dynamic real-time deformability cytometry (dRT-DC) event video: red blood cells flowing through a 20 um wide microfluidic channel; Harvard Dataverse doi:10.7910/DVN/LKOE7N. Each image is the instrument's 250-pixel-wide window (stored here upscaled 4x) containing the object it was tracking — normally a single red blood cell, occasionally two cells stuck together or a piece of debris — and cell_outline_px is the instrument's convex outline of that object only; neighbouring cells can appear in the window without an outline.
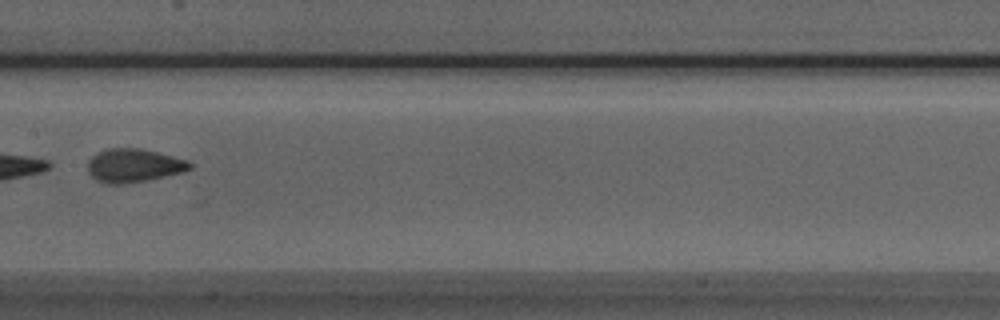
{"species": "Egyptian fruit bat (a non-hibernating species)", "species_latin": "Rousettus aegyptiacus", "temperature_condition": "room temperature", "stored_images_in_passage": 8, "camera_frame_rate_fps": 3000, "um_per_image_px": 0.085, "animal": {"sex": "male"}, "frame": {"image": 1, "passage_image": 7, "time_ms": 2.0, "image_size_px": [1000, 320], "cell_outline_px": [[192, 168], [184, 172], [124, 184], [108, 184], [96, 180], [88, 172], [88, 160], [92, 156], [108, 148], [140, 148], [172, 156], [184, 160], [192, 164]], "centroid_in_image_um": [11.34, 14.07], "position_along_channel_um": 196.1, "area_um2": 19.65}}
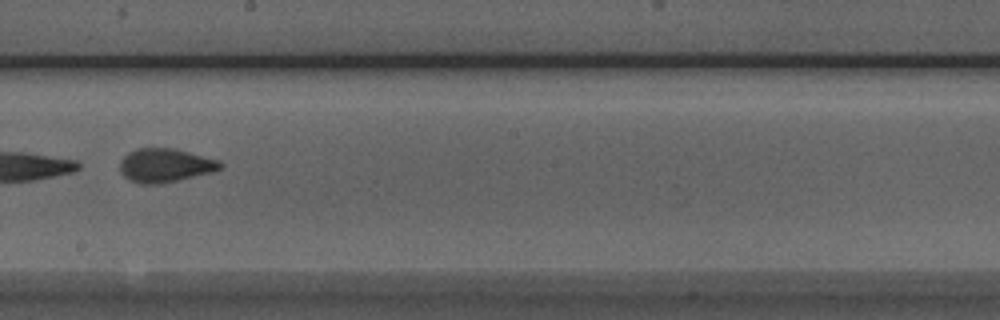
{"frame": {"image": 2, "passage_image": 8, "time_ms": 2.333, "image_size_px": [1000, 320], "cell_outline_px": [[224, 168], [212, 172], [160, 184], [140, 184], [124, 176], [120, 172], [120, 160], [128, 152], [136, 148], [176, 148], [220, 160], [224, 164]], "centroid_in_image_um": [14.07, 14.04], "position_along_channel_um": 234.1, "area_um2": 19.94}}